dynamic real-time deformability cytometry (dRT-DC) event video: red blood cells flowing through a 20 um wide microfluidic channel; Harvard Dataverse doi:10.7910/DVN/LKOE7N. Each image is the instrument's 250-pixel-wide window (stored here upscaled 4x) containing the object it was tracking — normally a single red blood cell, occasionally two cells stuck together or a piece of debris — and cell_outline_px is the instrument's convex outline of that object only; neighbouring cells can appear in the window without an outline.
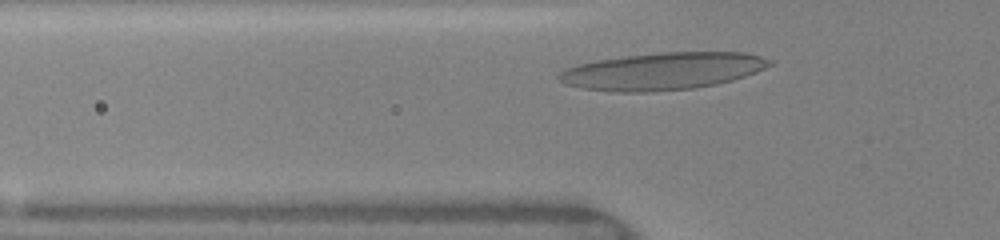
{"species": "human", "species_latin": "Homo sapiens", "temperature_condition": "warm", "stored_images_in_passage": 30, "camera_frame_rate_fps": 3000, "um_per_image_px": 0.085, "donor": {"sex": "female"}, "frame": {"image": 1, "passage_image": 5, "time_ms": 1.333, "image_size_px": [1000, 240], "cell_outline_px": [[772, 64], [756, 72], [732, 80], [716, 84], [692, 88], [652, 92], [616, 92], [580, 88], [564, 84], [556, 76], [564, 68], [596, 60], [624, 56], [664, 52], [744, 52], [760, 56], [772, 60]], "centroid_in_image_um": [56.28, 6.05], "position_along_channel_um": 69.5, "area_um2": 45.72}}
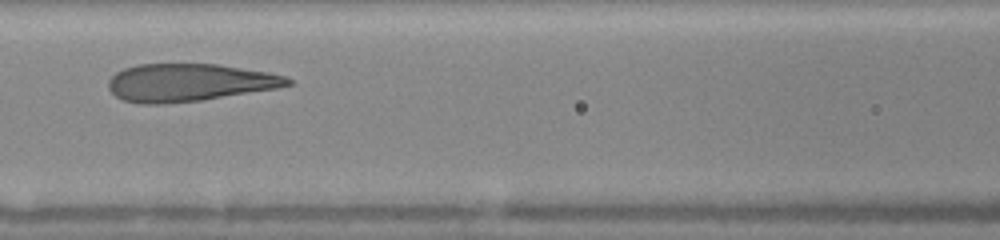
{"frame": {"image": 2, "passage_image": 11, "time_ms": 3.333, "image_size_px": [1000, 240], "cell_outline_px": [[292, 84], [276, 88], [200, 100], [164, 104], [140, 104], [124, 100], [116, 96], [108, 88], [108, 80], [116, 72], [124, 68], [136, 64], [220, 64], [268, 72], [288, 76], [292, 80]], "centroid_in_image_um": [16.06, 7.01], "position_along_channel_um": 150.5, "area_um2": 39.36}}
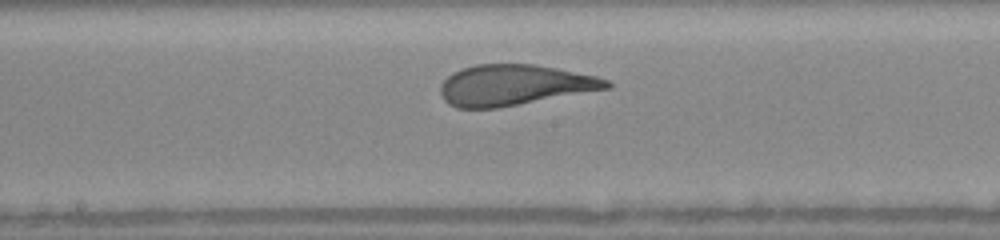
{"frame": {"image": 3, "passage_image": 15, "time_ms": 4.667, "image_size_px": [1000, 240], "cell_outline_px": [[612, 88], [496, 108], [456, 108], [448, 104], [440, 96], [440, 84], [452, 72], [476, 64], [532, 64], [556, 68], [596, 76], [608, 80], [612, 84]], "centroid_in_image_um": [43.69, 7.23], "position_along_channel_um": 204.5, "area_um2": 39.42}, "authors_computed_cell_mechanics": {"area_um2": 40.3733, "velocity_mm_per_s": 4.0599, "shape_relaxation_time_tau1_ms": 4.0707, "shape_relaxation_time_tau2_ms": 0.7839, "deformation_change_tau1": 0.2014, "deformation_change_tau2": 0.0837}}